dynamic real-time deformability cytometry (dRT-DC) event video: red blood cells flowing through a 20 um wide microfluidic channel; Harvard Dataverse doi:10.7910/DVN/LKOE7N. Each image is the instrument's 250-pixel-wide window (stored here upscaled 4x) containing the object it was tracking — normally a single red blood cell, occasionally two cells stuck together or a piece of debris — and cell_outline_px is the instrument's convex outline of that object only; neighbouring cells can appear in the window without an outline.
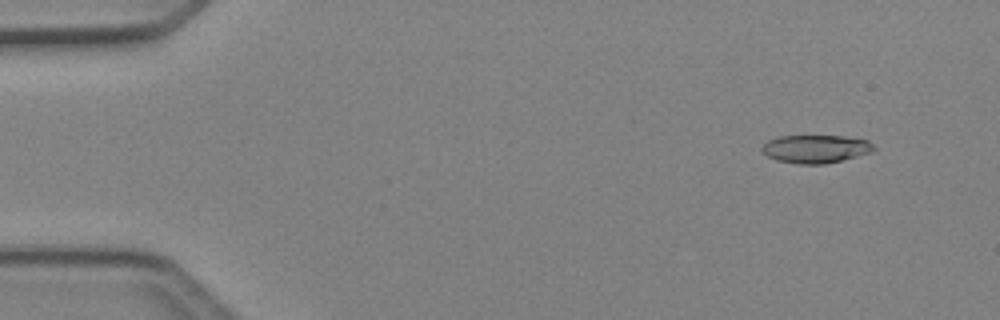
{"species": "Egyptian fruit bat (a non-hibernating species)", "species_latin": "Rousettus aegyptiacus", "temperature_condition": "cold", "stored_images_in_passage": 47, "camera_frame_rate_fps": 3000, "um_per_image_px": 0.085, "animal": {"sex": "female"}, "frame": {"image": 1, "passage_image": 5, "time_ms": 1.333, "image_size_px": [1000, 320], "cell_outline_px": [[876, 148], [872, 152], [824, 164], [800, 164], [776, 160], [768, 156], [760, 148], [768, 140], [780, 136], [844, 136], [868, 140]], "centroid_in_image_um": [69.33, 12.65], "position_along_channel_um": 15.7, "area_um2": 18.15}}
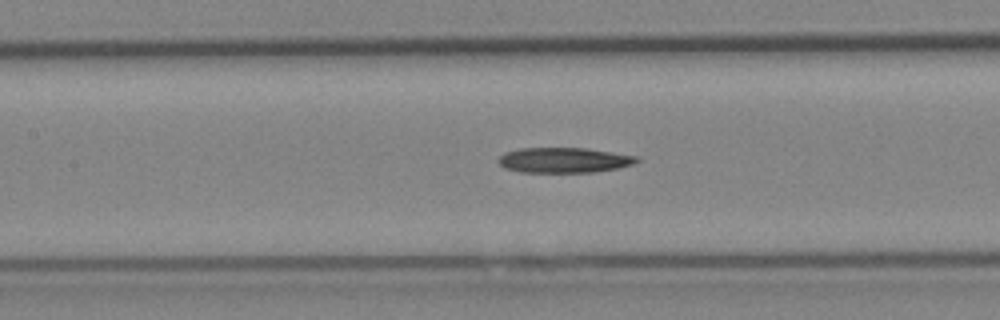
{"frame": {"image": 2, "passage_image": 21, "time_ms": 6.667, "image_size_px": [1000, 320], "cell_outline_px": [[640, 160], [632, 164], [616, 168], [592, 172], [520, 172], [504, 168], [496, 160], [504, 152], [520, 148], [588, 148], [640, 156]], "centroid_in_image_um": [47.93, 13.6], "position_along_channel_um": 159.5, "area_um2": 20.46}}
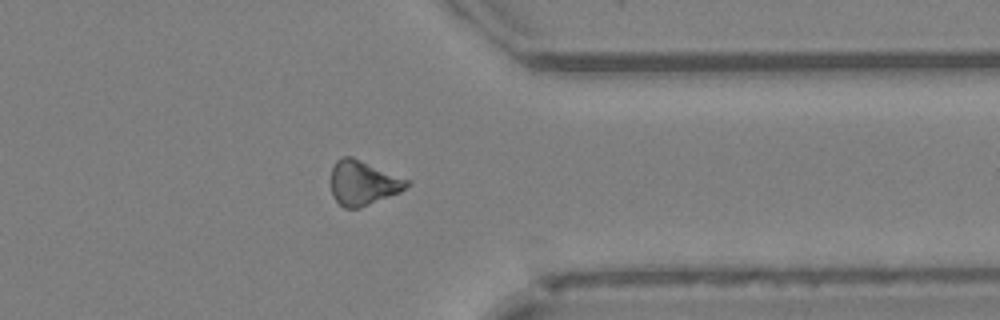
{"frame": {"image": 3, "passage_image": 37, "time_ms": 12.0, "image_size_px": [1000, 320], "cell_outline_px": [[412, 184], [400, 192], [360, 208], [344, 208], [332, 196], [332, 164], [336, 160], [344, 156], [352, 156], [412, 180]], "centroid_in_image_um": [30.9, 15.53], "position_along_channel_um": 380.5, "area_um2": 20.0}}